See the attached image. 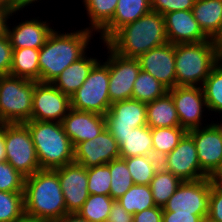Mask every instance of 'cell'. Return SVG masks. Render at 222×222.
<instances>
[{
  "instance_id": "cell-55",
  "label": "cell",
  "mask_w": 222,
  "mask_h": 222,
  "mask_svg": "<svg viewBox=\"0 0 222 222\" xmlns=\"http://www.w3.org/2000/svg\"><path fill=\"white\" fill-rule=\"evenodd\" d=\"M216 122H218V124L221 126V128H222V123L220 122V121H216ZM220 122V123H219Z\"/></svg>"
},
{
  "instance_id": "cell-17",
  "label": "cell",
  "mask_w": 222,
  "mask_h": 222,
  "mask_svg": "<svg viewBox=\"0 0 222 222\" xmlns=\"http://www.w3.org/2000/svg\"><path fill=\"white\" fill-rule=\"evenodd\" d=\"M54 170L58 174L67 213H77L89 197L87 168L72 162Z\"/></svg>"
},
{
  "instance_id": "cell-20",
  "label": "cell",
  "mask_w": 222,
  "mask_h": 222,
  "mask_svg": "<svg viewBox=\"0 0 222 222\" xmlns=\"http://www.w3.org/2000/svg\"><path fill=\"white\" fill-rule=\"evenodd\" d=\"M61 123L73 147L80 142L95 138L106 128L104 115L72 108Z\"/></svg>"
},
{
  "instance_id": "cell-47",
  "label": "cell",
  "mask_w": 222,
  "mask_h": 222,
  "mask_svg": "<svg viewBox=\"0 0 222 222\" xmlns=\"http://www.w3.org/2000/svg\"><path fill=\"white\" fill-rule=\"evenodd\" d=\"M41 0H15V11H23V9H27L28 6H32L31 4H35L36 2H40Z\"/></svg>"
},
{
  "instance_id": "cell-2",
  "label": "cell",
  "mask_w": 222,
  "mask_h": 222,
  "mask_svg": "<svg viewBox=\"0 0 222 222\" xmlns=\"http://www.w3.org/2000/svg\"><path fill=\"white\" fill-rule=\"evenodd\" d=\"M25 216L52 222L67 213L58 174L55 170L41 169L25 177Z\"/></svg>"
},
{
  "instance_id": "cell-52",
  "label": "cell",
  "mask_w": 222,
  "mask_h": 222,
  "mask_svg": "<svg viewBox=\"0 0 222 222\" xmlns=\"http://www.w3.org/2000/svg\"><path fill=\"white\" fill-rule=\"evenodd\" d=\"M8 13L0 8V34L5 30V22Z\"/></svg>"
},
{
  "instance_id": "cell-3",
  "label": "cell",
  "mask_w": 222,
  "mask_h": 222,
  "mask_svg": "<svg viewBox=\"0 0 222 222\" xmlns=\"http://www.w3.org/2000/svg\"><path fill=\"white\" fill-rule=\"evenodd\" d=\"M105 43L121 56L138 58L149 50L168 43L165 18L158 12L150 11L138 20L122 26Z\"/></svg>"
},
{
  "instance_id": "cell-21",
  "label": "cell",
  "mask_w": 222,
  "mask_h": 222,
  "mask_svg": "<svg viewBox=\"0 0 222 222\" xmlns=\"http://www.w3.org/2000/svg\"><path fill=\"white\" fill-rule=\"evenodd\" d=\"M164 18L168 43L176 45L209 40L195 20L192 10L169 12Z\"/></svg>"
},
{
  "instance_id": "cell-7",
  "label": "cell",
  "mask_w": 222,
  "mask_h": 222,
  "mask_svg": "<svg viewBox=\"0 0 222 222\" xmlns=\"http://www.w3.org/2000/svg\"><path fill=\"white\" fill-rule=\"evenodd\" d=\"M100 61L93 66L82 86L70 96L72 109L104 116L109 110L112 104L108 94L109 66L104 60Z\"/></svg>"
},
{
  "instance_id": "cell-19",
  "label": "cell",
  "mask_w": 222,
  "mask_h": 222,
  "mask_svg": "<svg viewBox=\"0 0 222 222\" xmlns=\"http://www.w3.org/2000/svg\"><path fill=\"white\" fill-rule=\"evenodd\" d=\"M140 68L151 74L168 90L176 86L175 45L166 43L140 55Z\"/></svg>"
},
{
  "instance_id": "cell-1",
  "label": "cell",
  "mask_w": 222,
  "mask_h": 222,
  "mask_svg": "<svg viewBox=\"0 0 222 222\" xmlns=\"http://www.w3.org/2000/svg\"><path fill=\"white\" fill-rule=\"evenodd\" d=\"M94 35L86 27L70 33L54 29L39 49L40 82L52 83L65 68L83 57Z\"/></svg>"
},
{
  "instance_id": "cell-8",
  "label": "cell",
  "mask_w": 222,
  "mask_h": 222,
  "mask_svg": "<svg viewBox=\"0 0 222 222\" xmlns=\"http://www.w3.org/2000/svg\"><path fill=\"white\" fill-rule=\"evenodd\" d=\"M4 143L5 161L23 176L41 170L31 133L24 123L4 124Z\"/></svg>"
},
{
  "instance_id": "cell-9",
  "label": "cell",
  "mask_w": 222,
  "mask_h": 222,
  "mask_svg": "<svg viewBox=\"0 0 222 222\" xmlns=\"http://www.w3.org/2000/svg\"><path fill=\"white\" fill-rule=\"evenodd\" d=\"M212 184L210 177L194 181H182L162 208L163 211L208 215Z\"/></svg>"
},
{
  "instance_id": "cell-46",
  "label": "cell",
  "mask_w": 222,
  "mask_h": 222,
  "mask_svg": "<svg viewBox=\"0 0 222 222\" xmlns=\"http://www.w3.org/2000/svg\"><path fill=\"white\" fill-rule=\"evenodd\" d=\"M52 222H90L86 218L81 217L78 213H66L61 218Z\"/></svg>"
},
{
  "instance_id": "cell-53",
  "label": "cell",
  "mask_w": 222,
  "mask_h": 222,
  "mask_svg": "<svg viewBox=\"0 0 222 222\" xmlns=\"http://www.w3.org/2000/svg\"><path fill=\"white\" fill-rule=\"evenodd\" d=\"M14 222H42L27 216H24L23 218H21L20 220L14 221Z\"/></svg>"
},
{
  "instance_id": "cell-37",
  "label": "cell",
  "mask_w": 222,
  "mask_h": 222,
  "mask_svg": "<svg viewBox=\"0 0 222 222\" xmlns=\"http://www.w3.org/2000/svg\"><path fill=\"white\" fill-rule=\"evenodd\" d=\"M24 216L23 192L0 191V222H14Z\"/></svg>"
},
{
  "instance_id": "cell-23",
  "label": "cell",
  "mask_w": 222,
  "mask_h": 222,
  "mask_svg": "<svg viewBox=\"0 0 222 222\" xmlns=\"http://www.w3.org/2000/svg\"><path fill=\"white\" fill-rule=\"evenodd\" d=\"M87 56L86 53L65 68L52 84L62 93L71 96L82 86L93 66L99 61L96 57Z\"/></svg>"
},
{
  "instance_id": "cell-35",
  "label": "cell",
  "mask_w": 222,
  "mask_h": 222,
  "mask_svg": "<svg viewBox=\"0 0 222 222\" xmlns=\"http://www.w3.org/2000/svg\"><path fill=\"white\" fill-rule=\"evenodd\" d=\"M113 202L111 196L89 194L77 213L90 222H106Z\"/></svg>"
},
{
  "instance_id": "cell-4",
  "label": "cell",
  "mask_w": 222,
  "mask_h": 222,
  "mask_svg": "<svg viewBox=\"0 0 222 222\" xmlns=\"http://www.w3.org/2000/svg\"><path fill=\"white\" fill-rule=\"evenodd\" d=\"M24 124L31 133L41 169L54 170L74 162V147L62 123L29 120Z\"/></svg>"
},
{
  "instance_id": "cell-44",
  "label": "cell",
  "mask_w": 222,
  "mask_h": 222,
  "mask_svg": "<svg viewBox=\"0 0 222 222\" xmlns=\"http://www.w3.org/2000/svg\"><path fill=\"white\" fill-rule=\"evenodd\" d=\"M106 222H133V215L128 213L119 201L114 200Z\"/></svg>"
},
{
  "instance_id": "cell-39",
  "label": "cell",
  "mask_w": 222,
  "mask_h": 222,
  "mask_svg": "<svg viewBox=\"0 0 222 222\" xmlns=\"http://www.w3.org/2000/svg\"><path fill=\"white\" fill-rule=\"evenodd\" d=\"M25 176L7 161H0V191L24 192Z\"/></svg>"
},
{
  "instance_id": "cell-10",
  "label": "cell",
  "mask_w": 222,
  "mask_h": 222,
  "mask_svg": "<svg viewBox=\"0 0 222 222\" xmlns=\"http://www.w3.org/2000/svg\"><path fill=\"white\" fill-rule=\"evenodd\" d=\"M105 63L109 66L108 94L111 103L132 98L134 82L141 70L137 58H128L114 52L105 42Z\"/></svg>"
},
{
  "instance_id": "cell-36",
  "label": "cell",
  "mask_w": 222,
  "mask_h": 222,
  "mask_svg": "<svg viewBox=\"0 0 222 222\" xmlns=\"http://www.w3.org/2000/svg\"><path fill=\"white\" fill-rule=\"evenodd\" d=\"M111 174L110 196L117 200L123 196L134 182L123 158L114 159L107 163Z\"/></svg>"
},
{
  "instance_id": "cell-41",
  "label": "cell",
  "mask_w": 222,
  "mask_h": 222,
  "mask_svg": "<svg viewBox=\"0 0 222 222\" xmlns=\"http://www.w3.org/2000/svg\"><path fill=\"white\" fill-rule=\"evenodd\" d=\"M13 48L4 30L0 34V76L9 75L12 65Z\"/></svg>"
},
{
  "instance_id": "cell-6",
  "label": "cell",
  "mask_w": 222,
  "mask_h": 222,
  "mask_svg": "<svg viewBox=\"0 0 222 222\" xmlns=\"http://www.w3.org/2000/svg\"><path fill=\"white\" fill-rule=\"evenodd\" d=\"M35 81L12 75L0 76V124L31 120Z\"/></svg>"
},
{
  "instance_id": "cell-22",
  "label": "cell",
  "mask_w": 222,
  "mask_h": 222,
  "mask_svg": "<svg viewBox=\"0 0 222 222\" xmlns=\"http://www.w3.org/2000/svg\"><path fill=\"white\" fill-rule=\"evenodd\" d=\"M150 11V0H118L112 20L99 32L100 42H106L122 26L138 20Z\"/></svg>"
},
{
  "instance_id": "cell-28",
  "label": "cell",
  "mask_w": 222,
  "mask_h": 222,
  "mask_svg": "<svg viewBox=\"0 0 222 222\" xmlns=\"http://www.w3.org/2000/svg\"><path fill=\"white\" fill-rule=\"evenodd\" d=\"M87 18V29L98 34L113 18L118 0H82Z\"/></svg>"
},
{
  "instance_id": "cell-32",
  "label": "cell",
  "mask_w": 222,
  "mask_h": 222,
  "mask_svg": "<svg viewBox=\"0 0 222 222\" xmlns=\"http://www.w3.org/2000/svg\"><path fill=\"white\" fill-rule=\"evenodd\" d=\"M117 201L132 215L156 206L149 185L134 184L123 196L118 198Z\"/></svg>"
},
{
  "instance_id": "cell-42",
  "label": "cell",
  "mask_w": 222,
  "mask_h": 222,
  "mask_svg": "<svg viewBox=\"0 0 222 222\" xmlns=\"http://www.w3.org/2000/svg\"><path fill=\"white\" fill-rule=\"evenodd\" d=\"M208 216L217 222H222V186L214 183L210 190Z\"/></svg>"
},
{
  "instance_id": "cell-40",
  "label": "cell",
  "mask_w": 222,
  "mask_h": 222,
  "mask_svg": "<svg viewBox=\"0 0 222 222\" xmlns=\"http://www.w3.org/2000/svg\"><path fill=\"white\" fill-rule=\"evenodd\" d=\"M196 0H150V8L163 16L169 12L192 10Z\"/></svg>"
},
{
  "instance_id": "cell-54",
  "label": "cell",
  "mask_w": 222,
  "mask_h": 222,
  "mask_svg": "<svg viewBox=\"0 0 222 222\" xmlns=\"http://www.w3.org/2000/svg\"><path fill=\"white\" fill-rule=\"evenodd\" d=\"M200 222H217L216 220H213L212 218H210L208 215L204 216Z\"/></svg>"
},
{
  "instance_id": "cell-13",
  "label": "cell",
  "mask_w": 222,
  "mask_h": 222,
  "mask_svg": "<svg viewBox=\"0 0 222 222\" xmlns=\"http://www.w3.org/2000/svg\"><path fill=\"white\" fill-rule=\"evenodd\" d=\"M214 122L187 131L194 140L200 167L210 178L222 164V128Z\"/></svg>"
},
{
  "instance_id": "cell-45",
  "label": "cell",
  "mask_w": 222,
  "mask_h": 222,
  "mask_svg": "<svg viewBox=\"0 0 222 222\" xmlns=\"http://www.w3.org/2000/svg\"><path fill=\"white\" fill-rule=\"evenodd\" d=\"M207 215H194L163 211L162 222H200Z\"/></svg>"
},
{
  "instance_id": "cell-24",
  "label": "cell",
  "mask_w": 222,
  "mask_h": 222,
  "mask_svg": "<svg viewBox=\"0 0 222 222\" xmlns=\"http://www.w3.org/2000/svg\"><path fill=\"white\" fill-rule=\"evenodd\" d=\"M192 12L203 33L214 40L222 29V0H196Z\"/></svg>"
},
{
  "instance_id": "cell-14",
  "label": "cell",
  "mask_w": 222,
  "mask_h": 222,
  "mask_svg": "<svg viewBox=\"0 0 222 222\" xmlns=\"http://www.w3.org/2000/svg\"><path fill=\"white\" fill-rule=\"evenodd\" d=\"M160 165L181 181L208 178L200 167L194 140L188 133L170 153L160 160Z\"/></svg>"
},
{
  "instance_id": "cell-50",
  "label": "cell",
  "mask_w": 222,
  "mask_h": 222,
  "mask_svg": "<svg viewBox=\"0 0 222 222\" xmlns=\"http://www.w3.org/2000/svg\"><path fill=\"white\" fill-rule=\"evenodd\" d=\"M213 41H214L217 53L222 58V29Z\"/></svg>"
},
{
  "instance_id": "cell-29",
  "label": "cell",
  "mask_w": 222,
  "mask_h": 222,
  "mask_svg": "<svg viewBox=\"0 0 222 222\" xmlns=\"http://www.w3.org/2000/svg\"><path fill=\"white\" fill-rule=\"evenodd\" d=\"M181 182L177 176L160 166L149 184L155 205L163 208Z\"/></svg>"
},
{
  "instance_id": "cell-26",
  "label": "cell",
  "mask_w": 222,
  "mask_h": 222,
  "mask_svg": "<svg viewBox=\"0 0 222 222\" xmlns=\"http://www.w3.org/2000/svg\"><path fill=\"white\" fill-rule=\"evenodd\" d=\"M119 145L120 158L153 155L151 128H134L124 137H114Z\"/></svg>"
},
{
  "instance_id": "cell-51",
  "label": "cell",
  "mask_w": 222,
  "mask_h": 222,
  "mask_svg": "<svg viewBox=\"0 0 222 222\" xmlns=\"http://www.w3.org/2000/svg\"><path fill=\"white\" fill-rule=\"evenodd\" d=\"M214 184L222 186V164L216 173L211 177Z\"/></svg>"
},
{
  "instance_id": "cell-25",
  "label": "cell",
  "mask_w": 222,
  "mask_h": 222,
  "mask_svg": "<svg viewBox=\"0 0 222 222\" xmlns=\"http://www.w3.org/2000/svg\"><path fill=\"white\" fill-rule=\"evenodd\" d=\"M146 117L147 126L151 129L180 127V120L169 92L146 104Z\"/></svg>"
},
{
  "instance_id": "cell-33",
  "label": "cell",
  "mask_w": 222,
  "mask_h": 222,
  "mask_svg": "<svg viewBox=\"0 0 222 222\" xmlns=\"http://www.w3.org/2000/svg\"><path fill=\"white\" fill-rule=\"evenodd\" d=\"M168 89L146 71L140 70L134 82L132 99L143 103H150L162 97Z\"/></svg>"
},
{
  "instance_id": "cell-18",
  "label": "cell",
  "mask_w": 222,
  "mask_h": 222,
  "mask_svg": "<svg viewBox=\"0 0 222 222\" xmlns=\"http://www.w3.org/2000/svg\"><path fill=\"white\" fill-rule=\"evenodd\" d=\"M18 12L20 11L8 13L5 22V31L9 37L12 48L20 49L26 47L40 49L45 44L50 33L54 30L50 25L51 23H48L47 20L43 21L42 19H39L38 16L35 18H29L30 20L25 19V21L23 20L16 23L11 28L9 19L16 13L18 15Z\"/></svg>"
},
{
  "instance_id": "cell-27",
  "label": "cell",
  "mask_w": 222,
  "mask_h": 222,
  "mask_svg": "<svg viewBox=\"0 0 222 222\" xmlns=\"http://www.w3.org/2000/svg\"><path fill=\"white\" fill-rule=\"evenodd\" d=\"M9 75L40 82L39 49H13Z\"/></svg>"
},
{
  "instance_id": "cell-16",
  "label": "cell",
  "mask_w": 222,
  "mask_h": 222,
  "mask_svg": "<svg viewBox=\"0 0 222 222\" xmlns=\"http://www.w3.org/2000/svg\"><path fill=\"white\" fill-rule=\"evenodd\" d=\"M118 158H120L119 145L107 128L95 138L80 142L74 147V162L87 169L107 164Z\"/></svg>"
},
{
  "instance_id": "cell-48",
  "label": "cell",
  "mask_w": 222,
  "mask_h": 222,
  "mask_svg": "<svg viewBox=\"0 0 222 222\" xmlns=\"http://www.w3.org/2000/svg\"><path fill=\"white\" fill-rule=\"evenodd\" d=\"M4 124H0V161H5Z\"/></svg>"
},
{
  "instance_id": "cell-12",
  "label": "cell",
  "mask_w": 222,
  "mask_h": 222,
  "mask_svg": "<svg viewBox=\"0 0 222 222\" xmlns=\"http://www.w3.org/2000/svg\"><path fill=\"white\" fill-rule=\"evenodd\" d=\"M168 92L172 95L181 128L190 131L208 125L203 122L208 107L202 87L175 86Z\"/></svg>"
},
{
  "instance_id": "cell-49",
  "label": "cell",
  "mask_w": 222,
  "mask_h": 222,
  "mask_svg": "<svg viewBox=\"0 0 222 222\" xmlns=\"http://www.w3.org/2000/svg\"><path fill=\"white\" fill-rule=\"evenodd\" d=\"M0 8L7 13L15 11V0H0Z\"/></svg>"
},
{
  "instance_id": "cell-34",
  "label": "cell",
  "mask_w": 222,
  "mask_h": 222,
  "mask_svg": "<svg viewBox=\"0 0 222 222\" xmlns=\"http://www.w3.org/2000/svg\"><path fill=\"white\" fill-rule=\"evenodd\" d=\"M209 114L222 113V58L212 68L209 76L202 85Z\"/></svg>"
},
{
  "instance_id": "cell-30",
  "label": "cell",
  "mask_w": 222,
  "mask_h": 222,
  "mask_svg": "<svg viewBox=\"0 0 222 222\" xmlns=\"http://www.w3.org/2000/svg\"><path fill=\"white\" fill-rule=\"evenodd\" d=\"M187 131L181 127H161L151 129L153 155L161 160L180 142Z\"/></svg>"
},
{
  "instance_id": "cell-43",
  "label": "cell",
  "mask_w": 222,
  "mask_h": 222,
  "mask_svg": "<svg viewBox=\"0 0 222 222\" xmlns=\"http://www.w3.org/2000/svg\"><path fill=\"white\" fill-rule=\"evenodd\" d=\"M163 209L155 206L133 215V222H162Z\"/></svg>"
},
{
  "instance_id": "cell-15",
  "label": "cell",
  "mask_w": 222,
  "mask_h": 222,
  "mask_svg": "<svg viewBox=\"0 0 222 222\" xmlns=\"http://www.w3.org/2000/svg\"><path fill=\"white\" fill-rule=\"evenodd\" d=\"M105 121L113 137H124L134 128L147 125L146 103L132 98L114 102L105 115Z\"/></svg>"
},
{
  "instance_id": "cell-38",
  "label": "cell",
  "mask_w": 222,
  "mask_h": 222,
  "mask_svg": "<svg viewBox=\"0 0 222 222\" xmlns=\"http://www.w3.org/2000/svg\"><path fill=\"white\" fill-rule=\"evenodd\" d=\"M89 194L110 196L111 174L107 164L87 169Z\"/></svg>"
},
{
  "instance_id": "cell-31",
  "label": "cell",
  "mask_w": 222,
  "mask_h": 222,
  "mask_svg": "<svg viewBox=\"0 0 222 222\" xmlns=\"http://www.w3.org/2000/svg\"><path fill=\"white\" fill-rule=\"evenodd\" d=\"M126 161L127 168L130 172L135 185H149L158 170L160 160L154 155L134 156L123 158Z\"/></svg>"
},
{
  "instance_id": "cell-5",
  "label": "cell",
  "mask_w": 222,
  "mask_h": 222,
  "mask_svg": "<svg viewBox=\"0 0 222 222\" xmlns=\"http://www.w3.org/2000/svg\"><path fill=\"white\" fill-rule=\"evenodd\" d=\"M221 60L214 41L175 45L176 86L202 87L212 68Z\"/></svg>"
},
{
  "instance_id": "cell-11",
  "label": "cell",
  "mask_w": 222,
  "mask_h": 222,
  "mask_svg": "<svg viewBox=\"0 0 222 222\" xmlns=\"http://www.w3.org/2000/svg\"><path fill=\"white\" fill-rule=\"evenodd\" d=\"M70 109V96L52 83L35 81L31 120L61 123Z\"/></svg>"
}]
</instances>
